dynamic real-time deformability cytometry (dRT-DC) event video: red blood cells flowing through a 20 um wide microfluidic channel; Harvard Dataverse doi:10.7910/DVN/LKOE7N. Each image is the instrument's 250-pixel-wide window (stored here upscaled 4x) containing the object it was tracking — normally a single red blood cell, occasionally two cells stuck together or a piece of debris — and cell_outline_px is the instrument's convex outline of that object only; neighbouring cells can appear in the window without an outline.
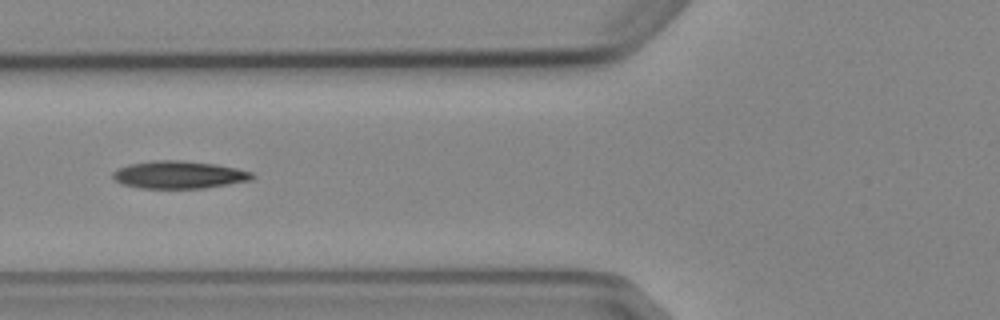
{"species": "Egyptian fruit bat (a non-hibernating species)", "species_latin": "Rousettus aegyptiacus", "temperature_condition": "cold", "stored_images_in_passage": 9, "camera_frame_rate_fps": 3000, "um_per_image_px": 0.085, "animal": {"sex": "female"}, "frame": {"image": 1, "passage_image": 6, "time_ms": 6.0, "image_size_px": [1000, 320], "cell_outline_px": [[256, 176], [252, 180], [204, 188], [140, 188], [120, 184], [112, 176], [112, 172], [128, 164], [156, 160], [180, 160], [216, 164], [236, 168], [252, 172]], "centroid_in_image_um": [15.22, 14.85], "position_along_channel_um": 110.6, "area_um2": 22.43}}